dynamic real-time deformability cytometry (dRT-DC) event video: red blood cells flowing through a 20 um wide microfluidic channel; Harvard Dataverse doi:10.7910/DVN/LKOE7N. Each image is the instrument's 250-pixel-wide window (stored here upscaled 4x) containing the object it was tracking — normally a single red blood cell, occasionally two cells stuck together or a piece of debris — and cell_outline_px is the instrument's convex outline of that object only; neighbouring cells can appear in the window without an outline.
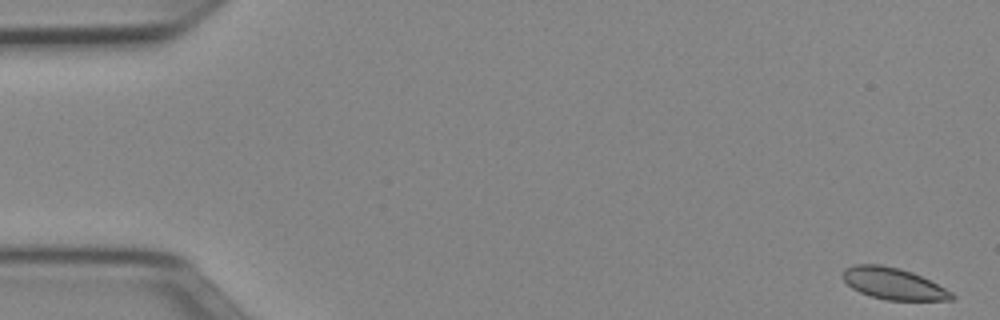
{"species": "Egyptian fruit bat (a non-hibernating species)", "species_latin": "Rousettus aegyptiacus", "temperature_condition": "cold", "stored_images_in_passage": 51, "camera_frame_rate_fps": 3000, "um_per_image_px": 0.085, "animal": {"sex": "female"}, "frame": {"image": 1, "passage_image": 1, "time_ms": 0.0, "image_size_px": [1000, 320], "cell_outline_px": [[956, 296], [952, 300], [888, 300], [872, 296], [860, 292], [852, 288], [840, 276], [840, 272], [844, 268], [856, 264], [880, 264], [900, 268], [912, 272], [952, 292]], "centroid_in_image_um": [75.89, 24.09], "position_along_channel_um": 9.1, "area_um2": 20.0}}
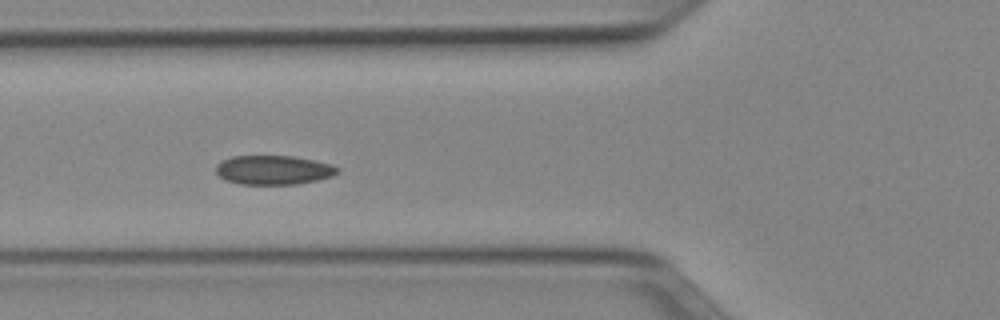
{"frame": {"image": 2, "passage_image": 19, "time_ms": 6.0, "image_size_px": [1000, 320], "cell_outline_px": [[340, 172], [332, 176], [316, 180], [296, 184], [240, 184], [224, 180], [216, 172], [216, 164], [220, 160], [232, 156], [292, 156], [332, 164], [340, 168]], "centroid_in_image_um": [23.23, 14.44], "position_along_channel_um": 102.6, "area_um2": 20.75}}
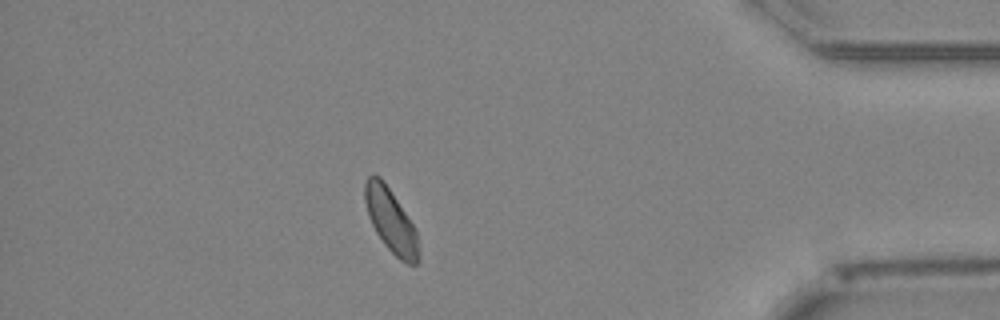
{"frame": {"image": 3, "passage_image": 45, "time_ms": 14.667, "image_size_px": [1000, 320], "cell_outline_px": [[420, 256], [416, 264], [408, 264], [400, 260], [384, 244], [376, 232], [368, 216], [364, 200], [364, 184], [368, 176], [372, 172], [380, 176], [412, 224], [416, 232]], "centroid_in_image_um": [33.19, 18.74], "position_along_channel_um": 402.0, "area_um2": 19.59}, "authors_computed_cell_mechanics": {"area_um2": 20.4612, "velocity_mm_per_s": 3.9164, "shape_relaxation_time_tau1_ms": 2.4345, "shape_relaxation_time_tau2_ms": 4.9717, "deformation_change_tau1": 0.0562, "deformation_change_tau2": 0.0759}}